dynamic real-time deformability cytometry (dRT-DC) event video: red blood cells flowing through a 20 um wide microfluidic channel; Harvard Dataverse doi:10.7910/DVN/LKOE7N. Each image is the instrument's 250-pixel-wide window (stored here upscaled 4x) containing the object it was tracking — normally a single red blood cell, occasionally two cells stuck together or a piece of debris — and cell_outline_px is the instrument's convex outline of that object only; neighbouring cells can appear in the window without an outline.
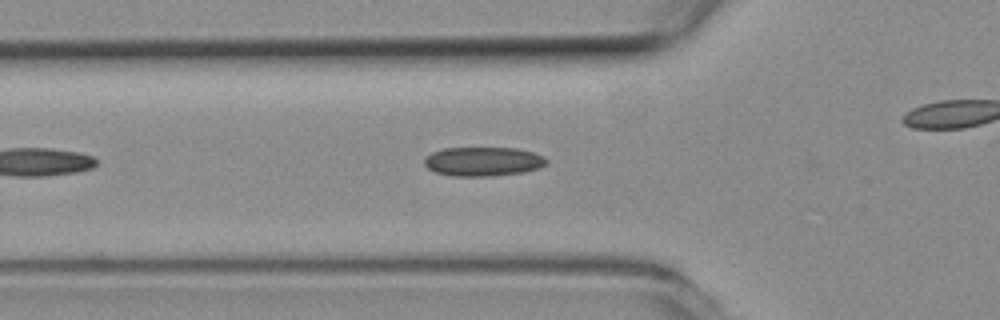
{"species": "common noctule bat (a hibernating species)", "species_latin": "Nyctalus noctula", "temperature_condition": "room temperature", "stored_images_in_passage": 44, "camera_frame_rate_fps": 3000, "um_per_image_px": 0.085, "animal": {"sex": "female", "body_mass_g": 19.3, "forearm_length_mm": 54.1}, "frame": {"image": 1, "passage_image": 8, "time_ms": 2.333, "image_size_px": [1000, 320], "cell_outline_px": [[548, 164], [540, 168], [524, 172], [488, 176], [452, 176], [436, 172], [428, 168], [424, 164], [424, 160], [432, 152], [444, 148], [516, 148], [532, 152], [544, 156], [548, 160]], "centroid_in_image_um": [41.1, 13.73], "position_along_channel_um": 84.7, "area_um2": 20.75}}
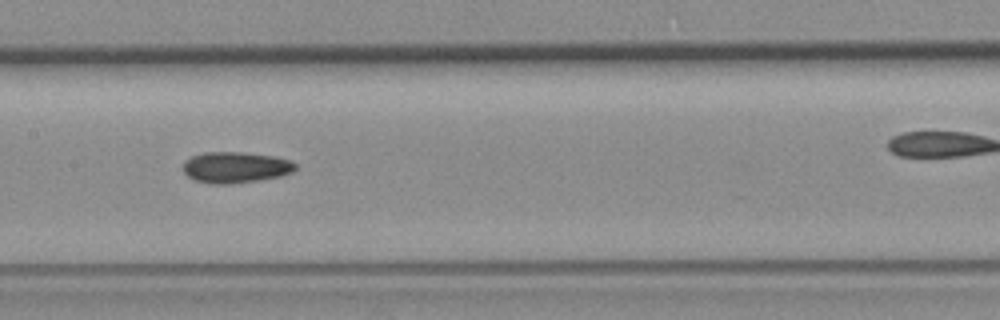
{"frame": {"image": 2, "passage_image": 16, "time_ms": 5.0, "image_size_px": [1000, 320], "cell_outline_px": [[296, 168], [292, 172], [280, 176], [256, 180], [228, 184], [212, 184], [192, 180], [184, 172], [184, 160], [192, 156], [204, 152], [240, 152], [276, 156], [292, 160], [296, 164]], "centroid_in_image_um": [20.01, 14.22], "position_along_channel_um": 187.4, "area_um2": 20.4}}
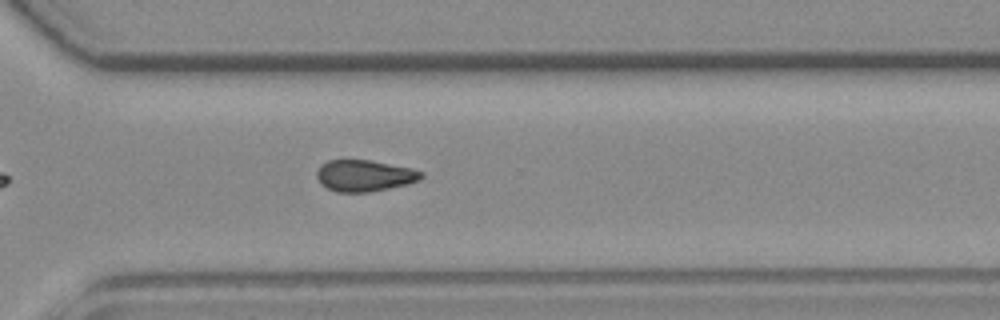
{"frame": {"image": 3, "passage_image": 28, "time_ms": 9.0, "image_size_px": [1000, 320], "cell_outline_px": [[424, 176], [420, 180], [408, 184], [368, 192], [336, 192], [320, 184], [316, 176], [316, 172], [320, 164], [328, 160], [368, 160], [412, 168], [424, 172]], "centroid_in_image_um": [30.97, 14.93], "position_along_channel_um": 339.6, "area_um2": 19.25}, "authors_computed_cell_mechanics": {"area_um2": 19.5075, "velocity_mm_per_s": 3.8243, "shape_relaxation_time_tau1_ms": null, "shape_relaxation_time_tau2_ms": 6.7006, "deformation_change_tau1": null, "deformation_change_tau2": 0.1184}}